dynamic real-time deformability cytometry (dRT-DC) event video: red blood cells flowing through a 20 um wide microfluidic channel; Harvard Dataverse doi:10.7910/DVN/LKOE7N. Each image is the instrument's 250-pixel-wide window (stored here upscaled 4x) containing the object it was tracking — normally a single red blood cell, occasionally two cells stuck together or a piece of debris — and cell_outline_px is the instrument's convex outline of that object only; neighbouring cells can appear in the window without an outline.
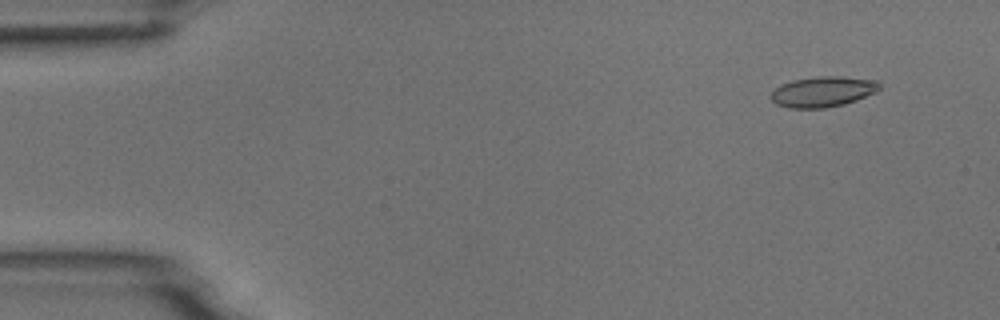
{"species": "common noctule bat (a hibernating species)", "species_latin": "Nyctalus noctula", "temperature_condition": "room temperature", "stored_images_in_passage": 55, "camera_frame_rate_fps": 3000, "um_per_image_px": 0.085, "animal": {"sex": "male", "body_mass_g": 18.8}, "frame": {"image": 1, "passage_image": 5, "time_ms": 1.333, "image_size_px": [1000, 320], "cell_outline_px": [[880, 88], [876, 92], [856, 100], [844, 104], [824, 108], [788, 108], [776, 104], [768, 96], [780, 84], [792, 80], [820, 76], [840, 76], [880, 80]], "centroid_in_image_um": [69.94, 7.79], "position_along_channel_um": 15.1, "area_um2": 19.48}}
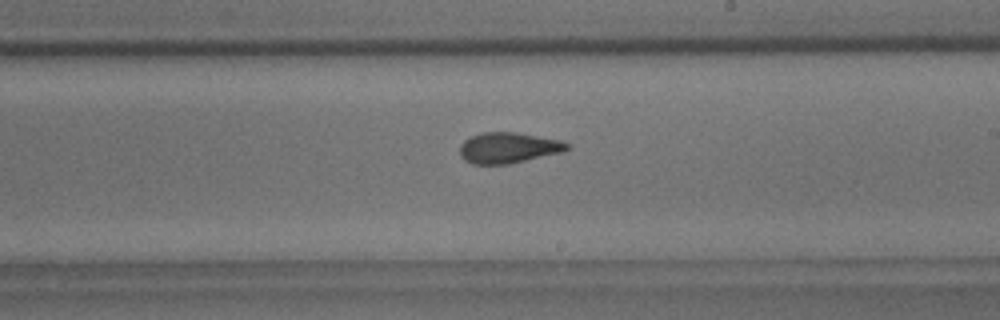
{"frame": {"image": 2, "passage_image": 32, "time_ms": 10.333, "image_size_px": [1000, 320], "cell_outline_px": [[572, 148], [564, 152], [508, 164], [472, 164], [464, 160], [460, 152], [460, 144], [464, 140], [472, 136], [484, 132], [516, 132], [560, 140], [568, 144]], "centroid_in_image_um": [43.23, 12.56], "position_along_channel_um": 245.8, "area_um2": 19.25}}
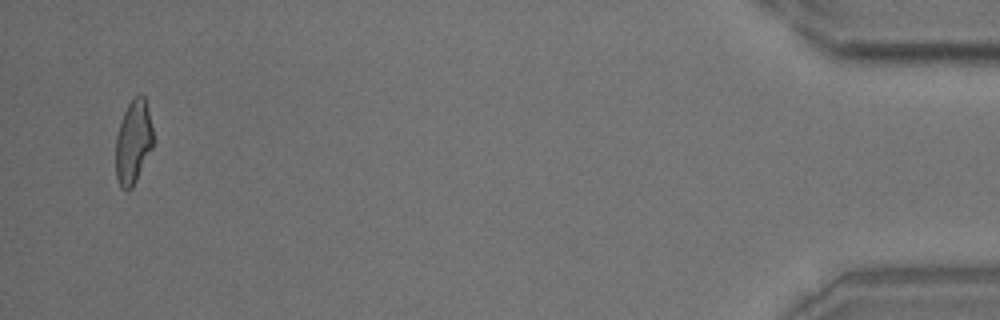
{"frame": {"image": 3, "passage_image": 53, "time_ms": 17.333, "image_size_px": [1000, 320], "cell_outline_px": [[152, 148], [132, 188], [128, 192], [120, 188], [116, 176], [116, 136], [124, 112], [128, 104], [140, 92], [144, 96], [152, 128]], "centroid_in_image_um": [11.31, 12.11], "position_along_channel_um": 423.9, "area_um2": 18.03}, "authors_computed_cell_mechanics": {"area_um2": 19.074, "velocity_mm_per_s": 3.7326, "shape_relaxation_time_tau1_ms": 7.3212, "shape_relaxation_time_tau2_ms": 2.0526, "deformation_change_tau1": 0.1949, "deformation_change_tau2": 0.0831}}